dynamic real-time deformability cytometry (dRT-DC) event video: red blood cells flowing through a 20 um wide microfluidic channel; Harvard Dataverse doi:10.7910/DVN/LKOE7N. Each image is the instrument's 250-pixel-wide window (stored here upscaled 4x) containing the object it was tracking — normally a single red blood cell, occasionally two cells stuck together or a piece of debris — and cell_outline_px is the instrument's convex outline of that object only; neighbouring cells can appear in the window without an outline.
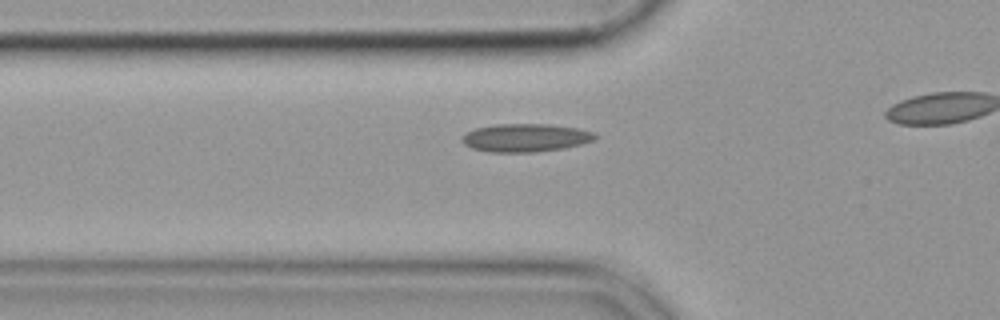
{"species": "common noctule bat (a hibernating species)", "species_latin": "Nyctalus noctula", "temperature_condition": "cold", "stored_images_in_passage": 24, "camera_frame_rate_fps": 3000, "um_per_image_px": 0.085, "animal": {"sex": "female", "body_mass_g": 19.9}, "frame": {"image": 1, "passage_image": 8, "time_ms": 2.333, "image_size_px": [1000, 320], "cell_outline_px": [[596, 140], [564, 148], [536, 152], [488, 152], [472, 148], [464, 144], [460, 140], [468, 132], [476, 128], [496, 124], [548, 124], [576, 128], [596, 132]], "centroid_in_image_um": [44.69, 11.71], "position_along_channel_um": 81.1, "area_um2": 21.79}}